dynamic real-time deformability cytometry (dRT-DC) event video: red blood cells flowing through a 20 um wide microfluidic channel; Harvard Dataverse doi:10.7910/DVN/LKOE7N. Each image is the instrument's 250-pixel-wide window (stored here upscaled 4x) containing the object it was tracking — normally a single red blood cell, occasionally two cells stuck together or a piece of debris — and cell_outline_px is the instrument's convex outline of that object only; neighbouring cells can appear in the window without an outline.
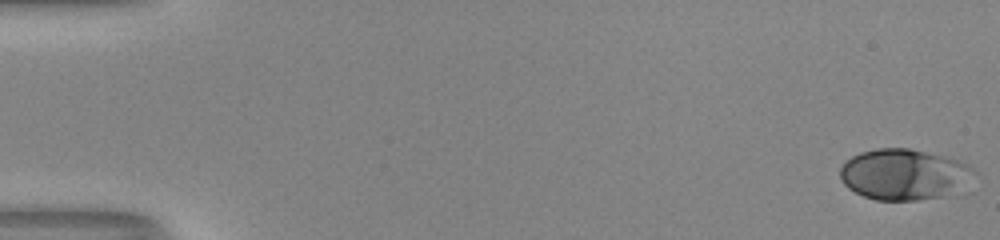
{"species": "human", "species_latin": "Homo sapiens", "temperature_condition": "room temperature", "stored_images_in_passage": 53, "camera_frame_rate_fps": 3000, "um_per_image_px": 0.085, "donor": {"sex": "male"}, "frame": {"image": 1, "passage_image": 1, "time_ms": 0.0, "image_size_px": [1000, 240], "cell_outline_px": [[976, 172], [940, 196], [916, 200], [876, 200], [864, 196], [848, 188], [844, 184], [840, 176], [840, 168], [852, 156], [860, 152], [876, 148], [908, 148], [956, 160], [968, 164]], "centroid_in_image_um": [76.7, 14.8], "position_along_channel_um": 8.3, "area_um2": 38.26}}
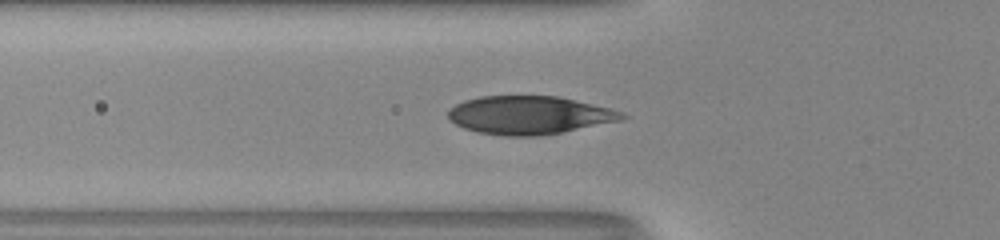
{"frame": {"image": 2, "passage_image": 20, "time_ms": 6.333, "image_size_px": [1000, 240], "cell_outline_px": [[628, 116], [624, 120], [540, 136], [504, 136], [476, 132], [464, 128], [448, 120], [448, 108], [464, 100], [480, 96], [560, 96], [612, 108], [624, 112]], "centroid_in_image_um": [45.01, 9.78], "position_along_channel_um": 80.8, "area_um2": 39.19}}
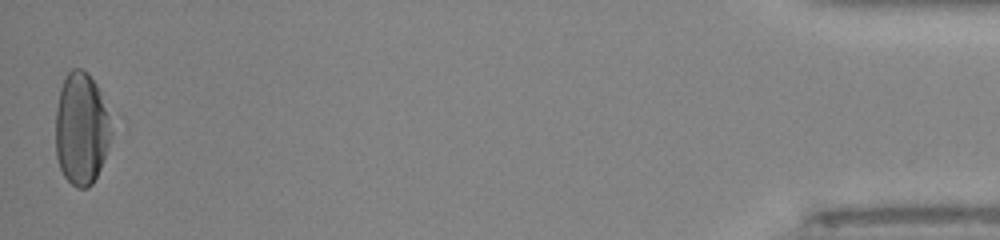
{"frame": {"image": 3, "passage_image": 53, "time_ms": 17.333, "image_size_px": [1000, 240], "cell_outline_px": [[112, 136], [100, 168], [92, 184], [88, 188], [76, 188], [64, 176], [60, 168], [56, 156], [56, 108], [60, 88], [68, 72], [72, 68], [80, 68], [88, 72], [96, 84], [100, 92], [108, 116], [112, 132]], "centroid_in_image_um": [6.9, 10.94], "position_along_channel_um": 428.3, "area_um2": 36.36}, "authors_computed_cell_mechanics": {"area_um2": 38.2636, "velocity_mm_per_s": 3.9911, "shape_relaxation_time_tau1_ms": 3.7099, "shape_relaxation_time_tau2_ms": null, "deformation_change_tau1": 0.1866, "deformation_change_tau2": null}}